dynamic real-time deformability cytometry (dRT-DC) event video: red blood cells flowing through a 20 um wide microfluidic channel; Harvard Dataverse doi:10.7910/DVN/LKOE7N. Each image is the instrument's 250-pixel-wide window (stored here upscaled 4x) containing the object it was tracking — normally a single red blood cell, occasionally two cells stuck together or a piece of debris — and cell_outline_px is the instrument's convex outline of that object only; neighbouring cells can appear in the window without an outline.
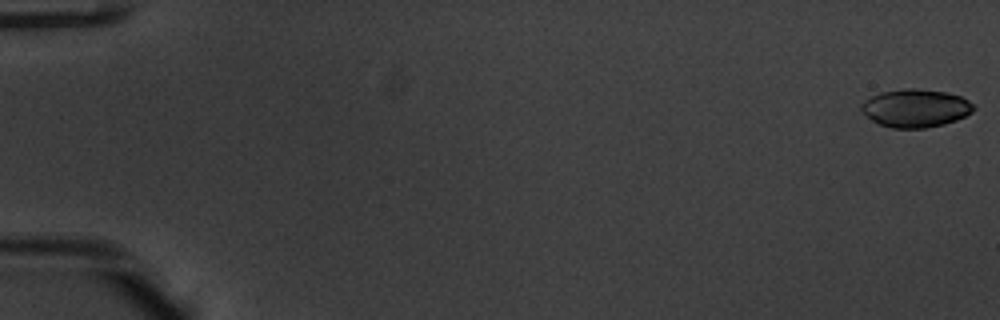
{"species": "common noctule bat (a hibernating species)", "species_latin": "Nyctalus noctula", "temperature_condition": "warm", "stored_images_in_passage": 54, "camera_frame_rate_fps": 3000, "um_per_image_px": 0.085, "animal": {"sex": "male", "body_mass_g": 20.1, "forearm_length_mm": 53.5}, "frame": {"image": 1, "passage_image": 1, "time_ms": 0.0, "image_size_px": [1000, 320], "cell_outline_px": [[976, 108], [972, 112], [956, 120], [944, 124], [924, 128], [892, 128], [880, 124], [872, 120], [860, 108], [860, 104], [864, 100], [880, 92], [904, 88], [916, 88], [944, 92], [960, 96], [968, 100]], "centroid_in_image_um": [77.81, 9.19], "position_along_channel_um": 7.2, "area_um2": 24.8}}
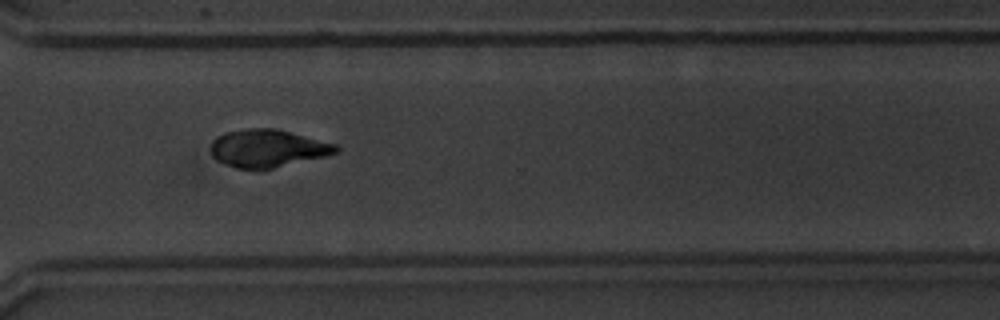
{"frame": {"image": 2, "passage_image": 41, "time_ms": 13.333, "image_size_px": [1000, 320], "cell_outline_px": [[340, 148], [336, 152], [328, 156], [260, 172], [236, 168], [224, 164], [216, 160], [212, 156], [212, 140], [224, 132], [248, 128], [272, 128], [336, 144]], "centroid_in_image_um": [22.73, 12.66], "position_along_channel_um": 347.9, "area_um2": 27.98}}
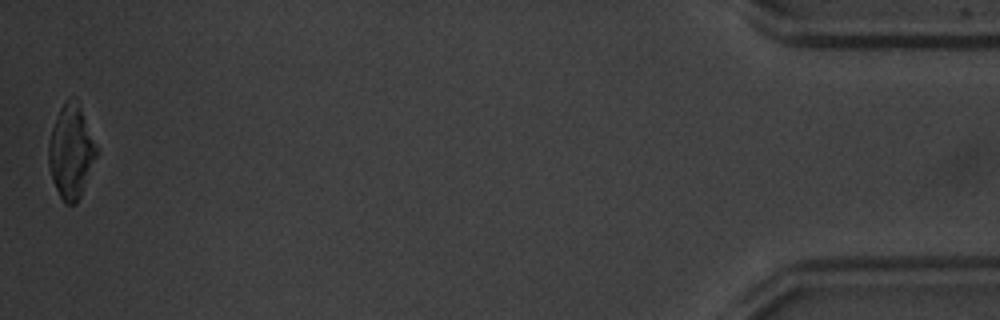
{"frame": {"image": 3, "passage_image": 54, "time_ms": 17.667, "image_size_px": [1000, 320], "cell_outline_px": [[96, 156], [80, 196], [76, 204], [64, 204], [52, 180], [48, 164], [48, 144], [52, 128], [56, 116], [60, 108], [68, 96], [76, 96], [80, 100], [96, 148]], "centroid_in_image_um": [6.02, 12.81], "position_along_channel_um": 429.2, "area_um2": 26.13}, "authors_computed_cell_mechanics": {"area_um2": 27.0793, "velocity_mm_per_s": 3.8269, "shape_relaxation_time_tau1_ms": 3.5385, "shape_relaxation_time_tau2_ms": 4.7002, "deformation_change_tau1": 0.1706, "deformation_change_tau2": 0.0918}}